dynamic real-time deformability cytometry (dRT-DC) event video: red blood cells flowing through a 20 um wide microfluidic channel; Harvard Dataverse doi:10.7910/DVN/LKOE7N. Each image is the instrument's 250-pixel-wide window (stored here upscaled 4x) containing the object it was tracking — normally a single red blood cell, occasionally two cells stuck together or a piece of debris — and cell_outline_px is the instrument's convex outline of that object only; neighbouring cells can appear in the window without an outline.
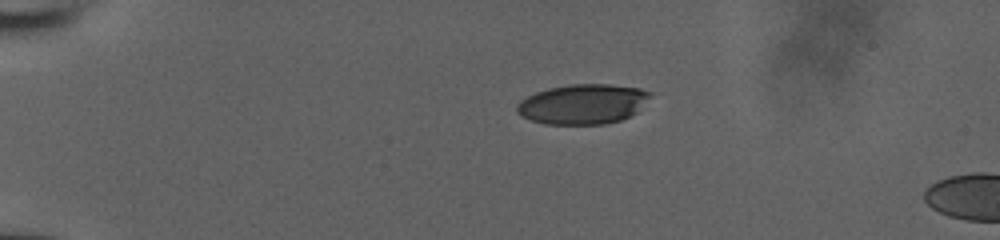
{"species": "human", "species_latin": "Homo sapiens", "temperature_condition": "room temperature", "stored_images_in_passage": 6, "camera_frame_rate_fps": 3000, "um_per_image_px": 0.085, "donor": {"sex": "male"}, "frame": {"image": 1, "passage_image": 1, "time_ms": 0.0, "image_size_px": [1000, 240], "cell_outline_px": [[652, 92], [636, 112], [620, 120], [604, 124], [544, 124], [520, 116], [516, 112], [516, 104], [520, 100], [536, 92], [548, 88], [572, 84], [608, 84], [640, 88]], "centroid_in_image_um": [49.49, 8.84], "position_along_channel_um": 35.5, "area_um2": 30.87}}